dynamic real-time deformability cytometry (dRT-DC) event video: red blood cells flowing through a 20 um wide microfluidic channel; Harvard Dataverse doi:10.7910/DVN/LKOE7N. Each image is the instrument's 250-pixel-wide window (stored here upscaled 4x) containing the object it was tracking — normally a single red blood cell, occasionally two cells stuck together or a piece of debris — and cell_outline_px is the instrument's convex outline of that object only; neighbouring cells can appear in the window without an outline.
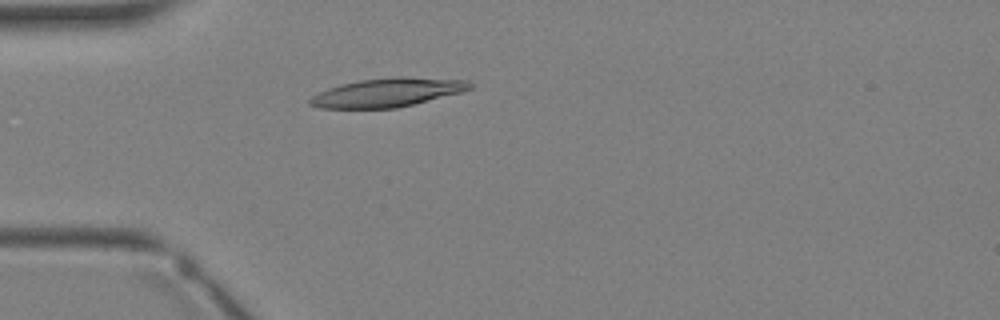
{"species": "Egyptian fruit bat (a non-hibernating species)", "species_latin": "Rousettus aegyptiacus", "temperature_condition": "warm", "stored_images_in_passage": 2, "camera_frame_rate_fps": 3000, "um_per_image_px": 0.085, "animal": {"sex": "female"}, "frame": {"image": 1, "passage_image": 2, "time_ms": 1.333, "image_size_px": [1000, 320], "cell_outline_px": [[472, 88], [460, 92], [396, 108], [320, 108], [308, 104], [308, 100], [312, 96], [328, 88], [340, 84], [360, 80], [396, 76], [400, 76], [468, 80], [472, 84]], "centroid_in_image_um": [32.9, 7.85], "position_along_channel_um": 52.1, "area_um2": 26.59}}